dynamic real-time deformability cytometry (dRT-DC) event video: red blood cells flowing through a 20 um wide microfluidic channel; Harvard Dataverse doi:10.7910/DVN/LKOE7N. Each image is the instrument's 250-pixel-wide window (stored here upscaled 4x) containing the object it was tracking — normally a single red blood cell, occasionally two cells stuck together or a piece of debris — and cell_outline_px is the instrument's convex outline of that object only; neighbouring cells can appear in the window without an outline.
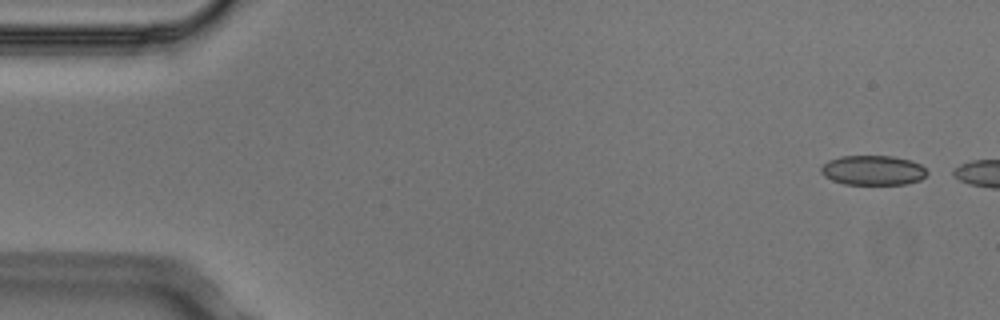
{"species": "Egyptian fruit bat (a non-hibernating species)", "species_latin": "Rousettus aegyptiacus", "temperature_condition": "cold", "stored_images_in_passage": 3, "camera_frame_rate_fps": 3000, "um_per_image_px": 0.085, "animal": {"sex": "male"}, "frame": {"image": 1, "passage_image": 1, "time_ms": 0.0, "image_size_px": [1000, 320], "cell_outline_px": [[928, 172], [920, 180], [904, 184], [844, 184], [832, 180], [824, 176], [820, 172], [820, 168], [828, 160], [840, 156], [892, 156], [912, 160], [920, 164]], "centroid_in_image_um": [74.18, 14.47], "position_along_channel_um": 10.8, "area_um2": 18.38}}